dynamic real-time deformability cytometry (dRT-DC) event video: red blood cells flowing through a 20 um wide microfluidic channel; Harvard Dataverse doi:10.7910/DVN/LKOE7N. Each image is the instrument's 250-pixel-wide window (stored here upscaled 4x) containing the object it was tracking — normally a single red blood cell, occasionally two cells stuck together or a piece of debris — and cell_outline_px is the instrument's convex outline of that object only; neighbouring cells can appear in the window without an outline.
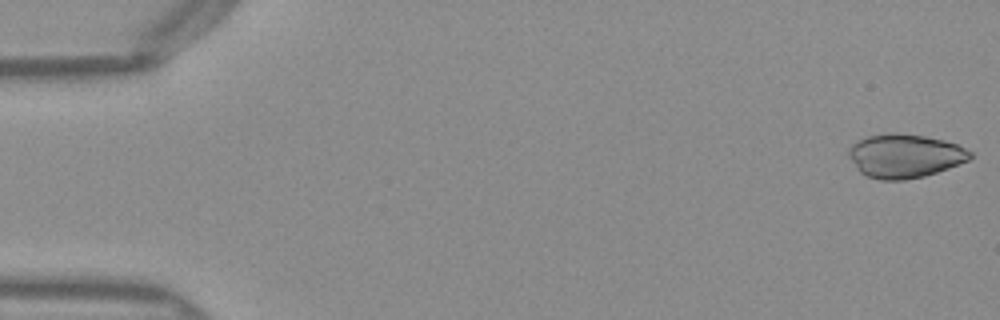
{"species": "Egyptian fruit bat (a non-hibernating species)", "species_latin": "Rousettus aegyptiacus", "temperature_condition": "warm", "stored_images_in_passage": 50, "camera_frame_rate_fps": 3000, "um_per_image_px": 0.085, "frame": {"image": 1, "passage_image": 1, "time_ms": 0.0, "image_size_px": [1000, 320], "cell_outline_px": [[972, 156], [968, 160], [948, 168], [924, 176], [904, 180], [880, 180], [868, 176], [860, 172], [856, 168], [848, 156], [848, 148], [852, 144], [868, 136], [892, 132], [896, 132], [924, 136], [944, 140], [956, 144], [972, 152]], "centroid_in_image_um": [76.88, 13.25], "position_along_channel_um": 8.1, "area_um2": 30.87}}
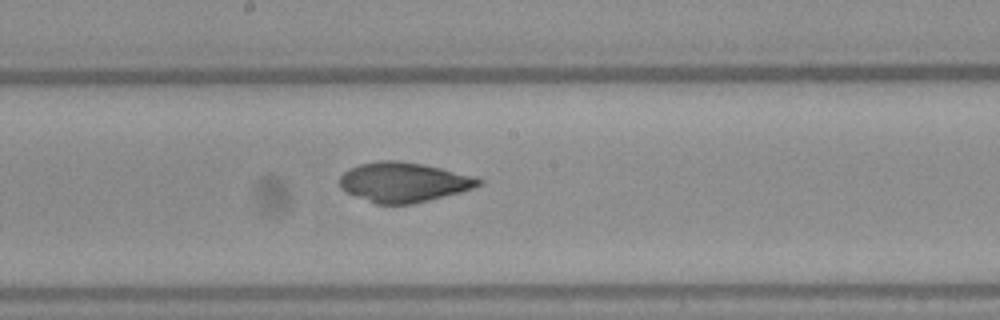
{"frame": {"image": 2, "passage_image": 27, "time_ms": 8.667, "image_size_px": [1000, 320], "cell_outline_px": [[484, 184], [460, 192], [412, 204], [376, 204], [344, 192], [340, 188], [340, 176], [348, 168], [360, 164], [380, 160], [396, 160], [420, 164], [440, 168], [476, 176], [484, 180]], "centroid_in_image_um": [34.3, 15.49], "position_along_channel_um": 213.9, "area_um2": 32.25}}
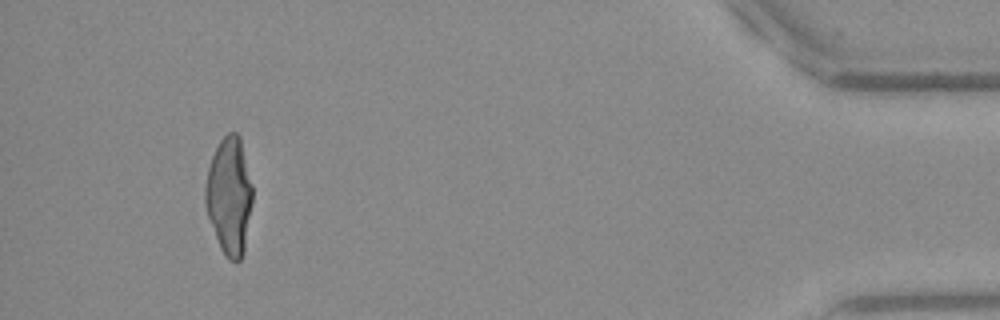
{"frame": {"image": 3, "passage_image": 47, "time_ms": 15.333, "image_size_px": [1000, 320], "cell_outline_px": [[252, 204], [244, 252], [240, 260], [236, 264], [228, 260], [220, 248], [208, 216], [204, 204], [204, 188], [208, 168], [212, 156], [220, 140], [228, 132], [236, 132], [240, 136], [252, 184]], "centroid_in_image_um": [19.49, 16.67], "position_along_channel_um": 415.7, "area_um2": 32.54}}